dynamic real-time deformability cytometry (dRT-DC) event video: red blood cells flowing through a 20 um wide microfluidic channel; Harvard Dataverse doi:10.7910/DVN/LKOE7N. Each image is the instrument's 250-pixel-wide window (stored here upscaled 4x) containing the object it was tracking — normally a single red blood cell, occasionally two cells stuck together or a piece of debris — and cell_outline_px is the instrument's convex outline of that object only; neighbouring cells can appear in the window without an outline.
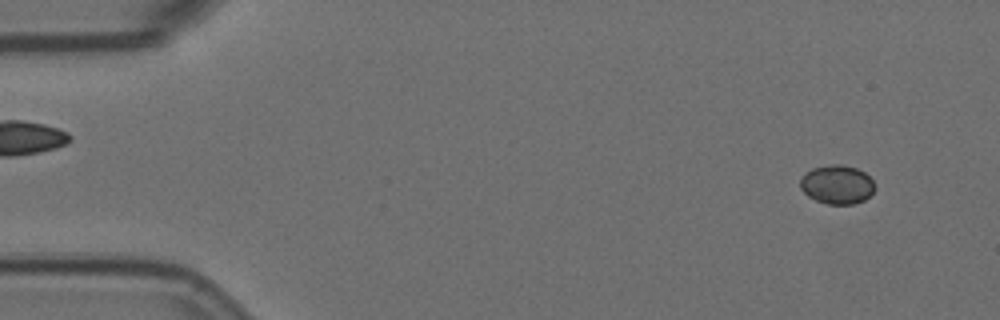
{"species": "Egyptian fruit bat (a non-hibernating species)", "species_latin": "Rousettus aegyptiacus", "temperature_condition": "room temperature", "stored_images_in_passage": 54, "camera_frame_rate_fps": 3000, "um_per_image_px": 0.085, "animal": {"sex": "female"}, "frame": {"image": 1, "passage_image": 2, "time_ms": 0.333, "image_size_px": [1000, 320], "cell_outline_px": [[876, 188], [864, 200], [852, 204], [828, 204], [816, 200], [808, 196], [800, 188], [800, 180], [812, 168], [832, 164], [840, 164], [856, 168], [864, 172], [872, 180]], "centroid_in_image_um": [71.15, 15.69], "position_along_channel_um": 13.8, "area_um2": 16.7}}
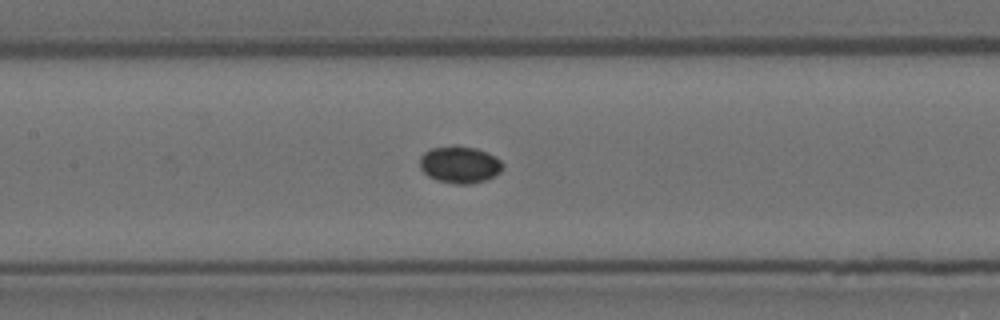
{"frame": {"image": 2, "passage_image": 24, "time_ms": 7.667, "image_size_px": [1000, 320], "cell_outline_px": [[504, 168], [500, 172], [484, 180], [468, 184], [456, 184], [436, 180], [428, 176], [420, 168], [420, 156], [424, 152], [432, 148], [456, 144], [476, 148], [488, 152], [496, 156], [504, 164]], "centroid_in_image_um": [39.08, 13.97], "position_along_channel_um": 168.3, "area_um2": 18.09}}
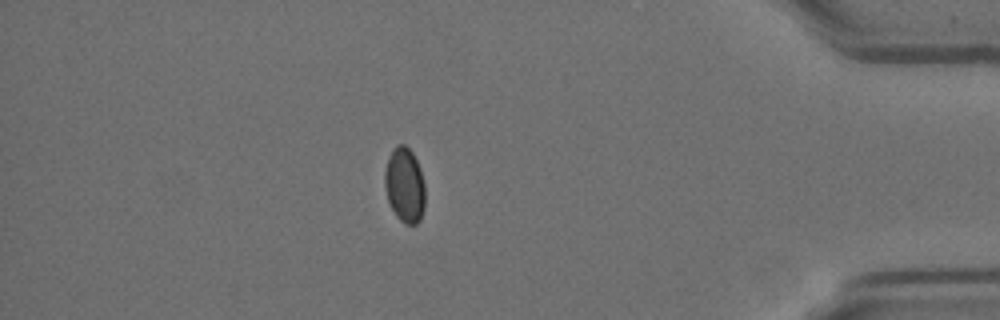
{"frame": {"image": 3, "passage_image": 47, "time_ms": 15.333, "image_size_px": [1000, 320], "cell_outline_px": [[424, 208], [420, 220], [416, 224], [404, 224], [396, 216], [388, 200], [384, 184], [384, 172], [392, 148], [396, 144], [404, 144], [412, 152], [420, 168], [424, 184]], "centroid_in_image_um": [34.39, 15.73], "position_along_channel_um": 400.8, "area_um2": 17.63}}